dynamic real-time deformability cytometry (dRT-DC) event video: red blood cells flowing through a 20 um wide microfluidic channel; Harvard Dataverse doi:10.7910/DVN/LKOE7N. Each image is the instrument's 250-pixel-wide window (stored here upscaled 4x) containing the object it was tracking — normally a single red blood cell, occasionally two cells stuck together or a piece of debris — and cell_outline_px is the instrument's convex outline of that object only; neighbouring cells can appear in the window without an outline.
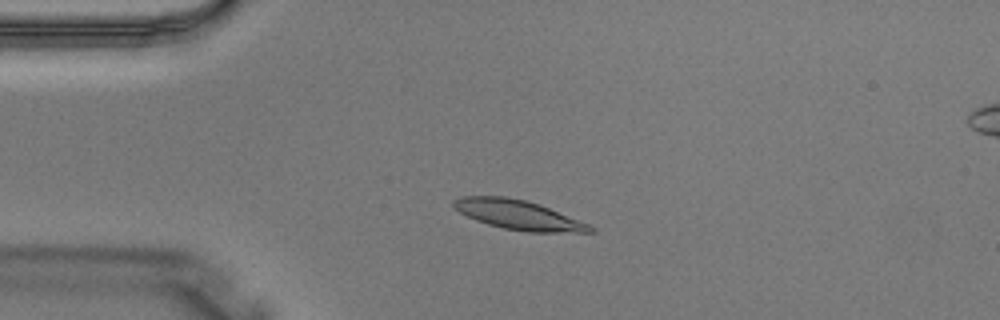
{"species": "Egyptian fruit bat (a non-hibernating species)", "species_latin": "Rousettus aegyptiacus", "temperature_condition": "warm", "stored_images_in_passage": 3, "camera_frame_rate_fps": 3000, "um_per_image_px": 0.085, "animal": {"sex": "male"}, "frame": {"image": 1, "passage_image": 2, "time_ms": 0.333, "image_size_px": [1000, 320], "cell_outline_px": [[596, 232], [528, 232], [504, 228], [488, 224], [476, 220], [452, 208], [452, 200], [460, 196], [504, 196], [524, 200], [540, 204], [588, 224], [596, 228]], "centroid_in_image_um": [44.03, 18.26], "position_along_channel_um": 41.0, "area_um2": 23.35}}